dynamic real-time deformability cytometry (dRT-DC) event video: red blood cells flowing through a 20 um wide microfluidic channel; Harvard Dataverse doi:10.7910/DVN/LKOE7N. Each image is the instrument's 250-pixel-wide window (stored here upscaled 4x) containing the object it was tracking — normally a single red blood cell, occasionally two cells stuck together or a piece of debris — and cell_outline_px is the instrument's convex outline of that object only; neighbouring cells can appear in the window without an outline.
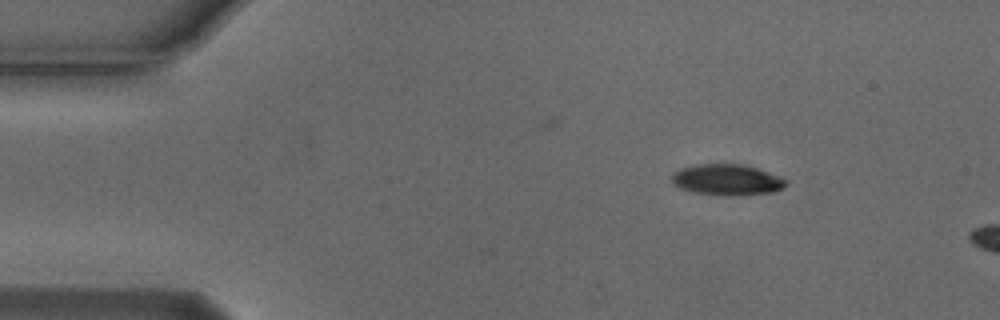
{"species": "Egyptian fruit bat (a non-hibernating species)", "species_latin": "Rousettus aegyptiacus", "temperature_condition": "cold", "stored_images_in_passage": 6, "camera_frame_rate_fps": 3000, "um_per_image_px": 0.085, "animal": {"sex": "male"}, "frame": {"image": 1, "passage_image": 1, "time_ms": 0.0, "image_size_px": [1000, 320], "cell_outline_px": [[788, 184], [784, 188], [772, 192], [736, 196], [724, 196], [692, 192], [680, 188], [672, 184], [672, 176], [680, 168], [696, 164], [744, 164], [756, 168], [788, 180]], "centroid_in_image_um": [61.79, 15.29], "position_along_channel_um": 23.2, "area_um2": 20.75}}